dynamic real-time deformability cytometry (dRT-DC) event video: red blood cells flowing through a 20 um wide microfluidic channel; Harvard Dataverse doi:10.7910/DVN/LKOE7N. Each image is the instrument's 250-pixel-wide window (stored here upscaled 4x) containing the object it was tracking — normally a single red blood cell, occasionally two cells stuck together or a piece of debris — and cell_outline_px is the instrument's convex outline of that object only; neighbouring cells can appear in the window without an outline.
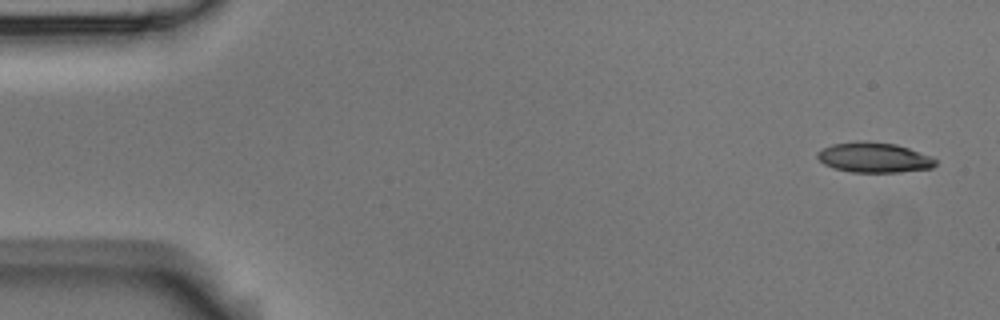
{"species": "Egyptian fruit bat (a non-hibernating species)", "species_latin": "Rousettus aegyptiacus", "temperature_condition": "room temperature", "stored_images_in_passage": 3, "camera_frame_rate_fps": 3000, "um_per_image_px": 0.085, "animal": {"sex": "male"}, "frame": {"image": 1, "passage_image": 1, "time_ms": 0.0, "image_size_px": [1000, 320], "cell_outline_px": [[936, 164], [932, 168], [900, 172], [852, 172], [832, 168], [824, 164], [816, 156], [816, 152], [832, 144], [856, 140], [860, 140], [896, 144], [908, 148], [928, 156], [936, 160]], "centroid_in_image_um": [74.24, 13.38], "position_along_channel_um": 10.8, "area_um2": 20.69}}